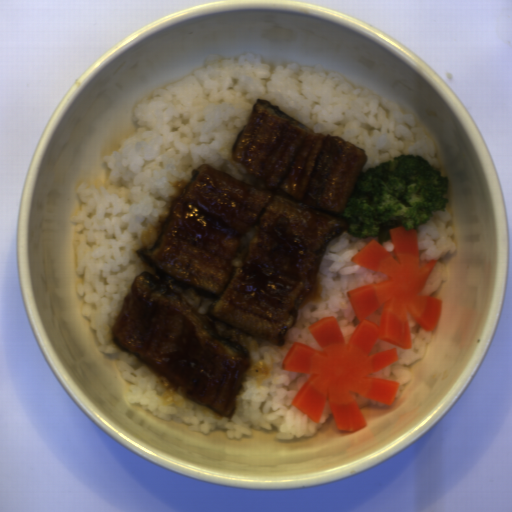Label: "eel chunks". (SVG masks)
<instances>
[{
    "label": "eel chunks",
    "mask_w": 512,
    "mask_h": 512,
    "mask_svg": "<svg viewBox=\"0 0 512 512\" xmlns=\"http://www.w3.org/2000/svg\"><path fill=\"white\" fill-rule=\"evenodd\" d=\"M367 157L259 97L232 160L264 189L204 163L192 170L158 236L136 251L155 276H135L112 323V345L179 394L233 417L251 360L214 321L285 346L298 310L322 302L319 267L330 241L350 229L338 215Z\"/></svg>",
    "instance_id": "1"
}]
</instances>
